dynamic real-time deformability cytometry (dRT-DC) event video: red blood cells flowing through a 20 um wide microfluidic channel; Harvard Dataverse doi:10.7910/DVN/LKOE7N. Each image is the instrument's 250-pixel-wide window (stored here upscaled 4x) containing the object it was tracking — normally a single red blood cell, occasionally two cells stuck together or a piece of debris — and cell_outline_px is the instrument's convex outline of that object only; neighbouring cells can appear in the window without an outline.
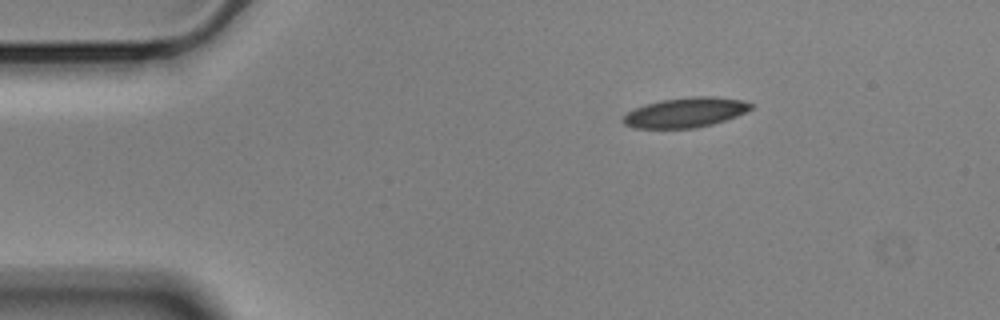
{"species": "Egyptian fruit bat (a non-hibernating species)", "species_latin": "Rousettus aegyptiacus", "temperature_condition": "cold", "stored_images_in_passage": 12, "camera_frame_rate_fps": 3000, "um_per_image_px": 0.085, "animal": {"sex": "male"}, "frame": {"image": 1, "passage_image": 1, "time_ms": 0.0, "image_size_px": [1000, 320], "cell_outline_px": [[752, 108], [736, 116], [712, 124], [696, 128], [632, 128], [624, 124], [620, 120], [632, 108], [644, 104], [660, 100], [688, 96], [712, 96], [740, 100], [752, 104]], "centroid_in_image_um": [58.18, 9.56], "position_along_channel_um": 26.8, "area_um2": 22.31}}
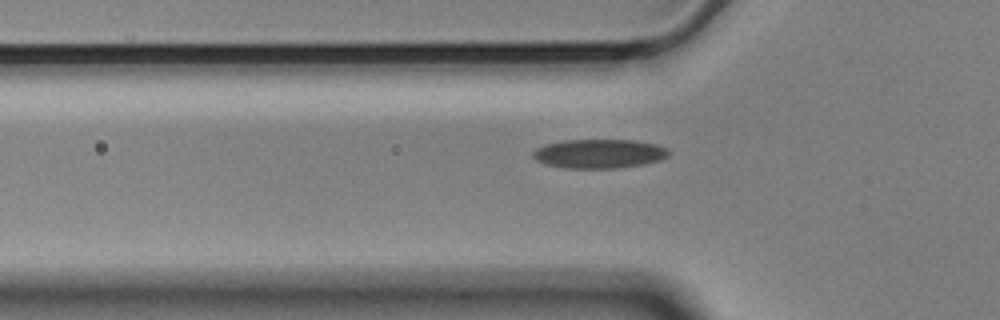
{"frame": {"image": 2, "passage_image": 10, "time_ms": 3.0, "image_size_px": [1000, 320], "cell_outline_px": [[668, 156], [660, 160], [644, 164], [616, 168], [564, 168], [544, 164], [536, 160], [532, 156], [532, 152], [536, 148], [548, 144], [564, 140], [632, 140], [656, 144], [668, 148]], "centroid_in_image_um": [50.92, 13.07], "position_along_channel_um": 74.9, "area_um2": 23.0}}